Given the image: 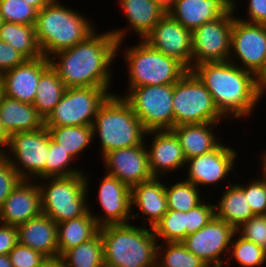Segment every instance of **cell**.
<instances>
[{"label":"cell","instance_id":"obj_9","mask_svg":"<svg viewBox=\"0 0 266 267\" xmlns=\"http://www.w3.org/2000/svg\"><path fill=\"white\" fill-rule=\"evenodd\" d=\"M113 89L66 88L61 100L44 119L45 127L92 125L101 105Z\"/></svg>","mask_w":266,"mask_h":267},{"label":"cell","instance_id":"obj_35","mask_svg":"<svg viewBox=\"0 0 266 267\" xmlns=\"http://www.w3.org/2000/svg\"><path fill=\"white\" fill-rule=\"evenodd\" d=\"M233 260H235L240 267H261L266 263V250L246 240L235 232L225 264L230 266V261Z\"/></svg>","mask_w":266,"mask_h":267},{"label":"cell","instance_id":"obj_49","mask_svg":"<svg viewBox=\"0 0 266 267\" xmlns=\"http://www.w3.org/2000/svg\"><path fill=\"white\" fill-rule=\"evenodd\" d=\"M39 267H65L61 257L47 258L46 261Z\"/></svg>","mask_w":266,"mask_h":267},{"label":"cell","instance_id":"obj_7","mask_svg":"<svg viewBox=\"0 0 266 267\" xmlns=\"http://www.w3.org/2000/svg\"><path fill=\"white\" fill-rule=\"evenodd\" d=\"M40 180L38 185L41 190L42 214L56 224L80 217L88 211V187L91 180H88L86 173Z\"/></svg>","mask_w":266,"mask_h":267},{"label":"cell","instance_id":"obj_12","mask_svg":"<svg viewBox=\"0 0 266 267\" xmlns=\"http://www.w3.org/2000/svg\"><path fill=\"white\" fill-rule=\"evenodd\" d=\"M237 1L232 0V9L227 14L204 23L192 32L191 69L205 62L229 60Z\"/></svg>","mask_w":266,"mask_h":267},{"label":"cell","instance_id":"obj_45","mask_svg":"<svg viewBox=\"0 0 266 267\" xmlns=\"http://www.w3.org/2000/svg\"><path fill=\"white\" fill-rule=\"evenodd\" d=\"M27 58L8 43L0 40V75L24 63Z\"/></svg>","mask_w":266,"mask_h":267},{"label":"cell","instance_id":"obj_51","mask_svg":"<svg viewBox=\"0 0 266 267\" xmlns=\"http://www.w3.org/2000/svg\"><path fill=\"white\" fill-rule=\"evenodd\" d=\"M262 152L260 153L261 158H259V160H260L259 162H261L260 164H262L260 167L261 174H262L261 179H263L266 182V150H264Z\"/></svg>","mask_w":266,"mask_h":267},{"label":"cell","instance_id":"obj_36","mask_svg":"<svg viewBox=\"0 0 266 267\" xmlns=\"http://www.w3.org/2000/svg\"><path fill=\"white\" fill-rule=\"evenodd\" d=\"M200 191L197 186L186 180L165 185L168 209L188 212L204 200Z\"/></svg>","mask_w":266,"mask_h":267},{"label":"cell","instance_id":"obj_4","mask_svg":"<svg viewBox=\"0 0 266 267\" xmlns=\"http://www.w3.org/2000/svg\"><path fill=\"white\" fill-rule=\"evenodd\" d=\"M82 13L53 0L38 11L35 33L43 56L72 48L85 40L97 27Z\"/></svg>","mask_w":266,"mask_h":267},{"label":"cell","instance_id":"obj_48","mask_svg":"<svg viewBox=\"0 0 266 267\" xmlns=\"http://www.w3.org/2000/svg\"><path fill=\"white\" fill-rule=\"evenodd\" d=\"M10 135L4 129L2 121L0 120V155H5L8 144H9Z\"/></svg>","mask_w":266,"mask_h":267},{"label":"cell","instance_id":"obj_44","mask_svg":"<svg viewBox=\"0 0 266 267\" xmlns=\"http://www.w3.org/2000/svg\"><path fill=\"white\" fill-rule=\"evenodd\" d=\"M21 180L10 161L4 155H0V208Z\"/></svg>","mask_w":266,"mask_h":267},{"label":"cell","instance_id":"obj_23","mask_svg":"<svg viewBox=\"0 0 266 267\" xmlns=\"http://www.w3.org/2000/svg\"><path fill=\"white\" fill-rule=\"evenodd\" d=\"M231 9L232 0H172L167 4V13L192 32Z\"/></svg>","mask_w":266,"mask_h":267},{"label":"cell","instance_id":"obj_47","mask_svg":"<svg viewBox=\"0 0 266 267\" xmlns=\"http://www.w3.org/2000/svg\"><path fill=\"white\" fill-rule=\"evenodd\" d=\"M17 243V227L0 223V255H8Z\"/></svg>","mask_w":266,"mask_h":267},{"label":"cell","instance_id":"obj_17","mask_svg":"<svg viewBox=\"0 0 266 267\" xmlns=\"http://www.w3.org/2000/svg\"><path fill=\"white\" fill-rule=\"evenodd\" d=\"M102 159L104 172L118 178L129 188L153 178L145 142L138 146L112 150Z\"/></svg>","mask_w":266,"mask_h":267},{"label":"cell","instance_id":"obj_6","mask_svg":"<svg viewBox=\"0 0 266 267\" xmlns=\"http://www.w3.org/2000/svg\"><path fill=\"white\" fill-rule=\"evenodd\" d=\"M122 51L129 75L127 92L143 85L175 84L188 71L177 59L159 52L144 40Z\"/></svg>","mask_w":266,"mask_h":267},{"label":"cell","instance_id":"obj_32","mask_svg":"<svg viewBox=\"0 0 266 267\" xmlns=\"http://www.w3.org/2000/svg\"><path fill=\"white\" fill-rule=\"evenodd\" d=\"M51 139L60 144V147L67 151L75 160L82 151L87 149L91 142H94L92 125L82 126H59L46 127ZM79 156V157H78Z\"/></svg>","mask_w":266,"mask_h":267},{"label":"cell","instance_id":"obj_20","mask_svg":"<svg viewBox=\"0 0 266 267\" xmlns=\"http://www.w3.org/2000/svg\"><path fill=\"white\" fill-rule=\"evenodd\" d=\"M50 66L49 58L27 59L0 75L1 93L21 102L33 104L40 75Z\"/></svg>","mask_w":266,"mask_h":267},{"label":"cell","instance_id":"obj_50","mask_svg":"<svg viewBox=\"0 0 266 267\" xmlns=\"http://www.w3.org/2000/svg\"><path fill=\"white\" fill-rule=\"evenodd\" d=\"M34 8H36L38 11H40L43 7L50 4L53 0H24Z\"/></svg>","mask_w":266,"mask_h":267},{"label":"cell","instance_id":"obj_28","mask_svg":"<svg viewBox=\"0 0 266 267\" xmlns=\"http://www.w3.org/2000/svg\"><path fill=\"white\" fill-rule=\"evenodd\" d=\"M220 201L214 203L215 217L237 229L242 223L255 216L246 199L245 192L234 182L221 193Z\"/></svg>","mask_w":266,"mask_h":267},{"label":"cell","instance_id":"obj_25","mask_svg":"<svg viewBox=\"0 0 266 267\" xmlns=\"http://www.w3.org/2000/svg\"><path fill=\"white\" fill-rule=\"evenodd\" d=\"M123 10L127 26L143 40L154 26L167 14V4L163 0H118Z\"/></svg>","mask_w":266,"mask_h":267},{"label":"cell","instance_id":"obj_42","mask_svg":"<svg viewBox=\"0 0 266 267\" xmlns=\"http://www.w3.org/2000/svg\"><path fill=\"white\" fill-rule=\"evenodd\" d=\"M8 256L13 267H39L47 259L45 255L20 243L15 245Z\"/></svg>","mask_w":266,"mask_h":267},{"label":"cell","instance_id":"obj_24","mask_svg":"<svg viewBox=\"0 0 266 267\" xmlns=\"http://www.w3.org/2000/svg\"><path fill=\"white\" fill-rule=\"evenodd\" d=\"M18 243L45 255L58 257L57 224L47 215L40 214L17 226Z\"/></svg>","mask_w":266,"mask_h":267},{"label":"cell","instance_id":"obj_15","mask_svg":"<svg viewBox=\"0 0 266 267\" xmlns=\"http://www.w3.org/2000/svg\"><path fill=\"white\" fill-rule=\"evenodd\" d=\"M221 143L216 149L191 159H187L185 169L187 175L184 180L193 183L199 189L201 186H214L227 180L226 186L230 185V172L234 171L237 151L233 147ZM227 177V178H226Z\"/></svg>","mask_w":266,"mask_h":267},{"label":"cell","instance_id":"obj_33","mask_svg":"<svg viewBox=\"0 0 266 267\" xmlns=\"http://www.w3.org/2000/svg\"><path fill=\"white\" fill-rule=\"evenodd\" d=\"M61 259L65 267H105L100 233L89 241L67 250Z\"/></svg>","mask_w":266,"mask_h":267},{"label":"cell","instance_id":"obj_2","mask_svg":"<svg viewBox=\"0 0 266 267\" xmlns=\"http://www.w3.org/2000/svg\"><path fill=\"white\" fill-rule=\"evenodd\" d=\"M191 70L203 82L224 119L251 116L265 96L259 79L229 60L197 64Z\"/></svg>","mask_w":266,"mask_h":267},{"label":"cell","instance_id":"obj_37","mask_svg":"<svg viewBox=\"0 0 266 267\" xmlns=\"http://www.w3.org/2000/svg\"><path fill=\"white\" fill-rule=\"evenodd\" d=\"M153 232L158 243L181 242L187 236V212L168 209Z\"/></svg>","mask_w":266,"mask_h":267},{"label":"cell","instance_id":"obj_11","mask_svg":"<svg viewBox=\"0 0 266 267\" xmlns=\"http://www.w3.org/2000/svg\"><path fill=\"white\" fill-rule=\"evenodd\" d=\"M122 97L146 131L171 130L174 127L173 84L135 87Z\"/></svg>","mask_w":266,"mask_h":267},{"label":"cell","instance_id":"obj_1","mask_svg":"<svg viewBox=\"0 0 266 267\" xmlns=\"http://www.w3.org/2000/svg\"><path fill=\"white\" fill-rule=\"evenodd\" d=\"M95 30L85 40L72 48L49 57L50 66L57 72L66 88L100 87L111 89L112 63H115L129 28L112 29L97 33Z\"/></svg>","mask_w":266,"mask_h":267},{"label":"cell","instance_id":"obj_8","mask_svg":"<svg viewBox=\"0 0 266 267\" xmlns=\"http://www.w3.org/2000/svg\"><path fill=\"white\" fill-rule=\"evenodd\" d=\"M172 104L174 126L225 121L216 109L211 94L192 70L173 84Z\"/></svg>","mask_w":266,"mask_h":267},{"label":"cell","instance_id":"obj_14","mask_svg":"<svg viewBox=\"0 0 266 267\" xmlns=\"http://www.w3.org/2000/svg\"><path fill=\"white\" fill-rule=\"evenodd\" d=\"M235 232L236 229L232 225L214 216L207 225L188 234L181 243L208 267L225 266L223 264L227 261ZM223 258L226 261H223Z\"/></svg>","mask_w":266,"mask_h":267},{"label":"cell","instance_id":"obj_10","mask_svg":"<svg viewBox=\"0 0 266 267\" xmlns=\"http://www.w3.org/2000/svg\"><path fill=\"white\" fill-rule=\"evenodd\" d=\"M50 134L44 126L37 130L10 134L5 157L22 180L45 178Z\"/></svg>","mask_w":266,"mask_h":267},{"label":"cell","instance_id":"obj_26","mask_svg":"<svg viewBox=\"0 0 266 267\" xmlns=\"http://www.w3.org/2000/svg\"><path fill=\"white\" fill-rule=\"evenodd\" d=\"M220 123L184 124L171 129L179 140L186 160L208 153L222 143L223 138H218L214 129Z\"/></svg>","mask_w":266,"mask_h":267},{"label":"cell","instance_id":"obj_22","mask_svg":"<svg viewBox=\"0 0 266 267\" xmlns=\"http://www.w3.org/2000/svg\"><path fill=\"white\" fill-rule=\"evenodd\" d=\"M135 206L138 208L139 213L131 211V219L144 218L143 226H150L153 229L168 211L163 178L161 180V178L153 177L150 180L133 186L131 188V210ZM140 213L141 215H139Z\"/></svg>","mask_w":266,"mask_h":267},{"label":"cell","instance_id":"obj_55","mask_svg":"<svg viewBox=\"0 0 266 267\" xmlns=\"http://www.w3.org/2000/svg\"><path fill=\"white\" fill-rule=\"evenodd\" d=\"M166 4H168L169 2H171L172 0H163Z\"/></svg>","mask_w":266,"mask_h":267},{"label":"cell","instance_id":"obj_18","mask_svg":"<svg viewBox=\"0 0 266 267\" xmlns=\"http://www.w3.org/2000/svg\"><path fill=\"white\" fill-rule=\"evenodd\" d=\"M99 183L97 202L101 213L91 215L99 227L129 223L131 219V188L118 178L105 173Z\"/></svg>","mask_w":266,"mask_h":267},{"label":"cell","instance_id":"obj_30","mask_svg":"<svg viewBox=\"0 0 266 267\" xmlns=\"http://www.w3.org/2000/svg\"><path fill=\"white\" fill-rule=\"evenodd\" d=\"M65 90L66 86L64 82L51 66L40 75L36 96L32 105L37 109V112L43 119L59 103Z\"/></svg>","mask_w":266,"mask_h":267},{"label":"cell","instance_id":"obj_31","mask_svg":"<svg viewBox=\"0 0 266 267\" xmlns=\"http://www.w3.org/2000/svg\"><path fill=\"white\" fill-rule=\"evenodd\" d=\"M0 40L8 43L27 59L43 56L37 42L35 26L4 22L0 29Z\"/></svg>","mask_w":266,"mask_h":267},{"label":"cell","instance_id":"obj_21","mask_svg":"<svg viewBox=\"0 0 266 267\" xmlns=\"http://www.w3.org/2000/svg\"><path fill=\"white\" fill-rule=\"evenodd\" d=\"M21 180L0 208V223L19 226L42 213L38 180Z\"/></svg>","mask_w":266,"mask_h":267},{"label":"cell","instance_id":"obj_19","mask_svg":"<svg viewBox=\"0 0 266 267\" xmlns=\"http://www.w3.org/2000/svg\"><path fill=\"white\" fill-rule=\"evenodd\" d=\"M151 136L150 146L146 145L149 168L153 177L166 178L164 174L185 167L186 157L176 134L172 130L147 131L145 137Z\"/></svg>","mask_w":266,"mask_h":267},{"label":"cell","instance_id":"obj_54","mask_svg":"<svg viewBox=\"0 0 266 267\" xmlns=\"http://www.w3.org/2000/svg\"><path fill=\"white\" fill-rule=\"evenodd\" d=\"M3 23H4V20H3V17L1 16V14H0V29L3 26Z\"/></svg>","mask_w":266,"mask_h":267},{"label":"cell","instance_id":"obj_34","mask_svg":"<svg viewBox=\"0 0 266 267\" xmlns=\"http://www.w3.org/2000/svg\"><path fill=\"white\" fill-rule=\"evenodd\" d=\"M156 267H208L198 256L188 251L181 242L157 245Z\"/></svg>","mask_w":266,"mask_h":267},{"label":"cell","instance_id":"obj_13","mask_svg":"<svg viewBox=\"0 0 266 267\" xmlns=\"http://www.w3.org/2000/svg\"><path fill=\"white\" fill-rule=\"evenodd\" d=\"M229 61L259 79L266 70V25L248 23L236 16L233 20Z\"/></svg>","mask_w":266,"mask_h":267},{"label":"cell","instance_id":"obj_46","mask_svg":"<svg viewBox=\"0 0 266 267\" xmlns=\"http://www.w3.org/2000/svg\"><path fill=\"white\" fill-rule=\"evenodd\" d=\"M247 19H238L254 24L266 25V0H247Z\"/></svg>","mask_w":266,"mask_h":267},{"label":"cell","instance_id":"obj_40","mask_svg":"<svg viewBox=\"0 0 266 267\" xmlns=\"http://www.w3.org/2000/svg\"><path fill=\"white\" fill-rule=\"evenodd\" d=\"M250 178L251 181L237 185L245 192L246 199L254 215H266V182Z\"/></svg>","mask_w":266,"mask_h":267},{"label":"cell","instance_id":"obj_27","mask_svg":"<svg viewBox=\"0 0 266 267\" xmlns=\"http://www.w3.org/2000/svg\"><path fill=\"white\" fill-rule=\"evenodd\" d=\"M0 120L8 134L33 131L44 127V119L37 109L28 103L1 93Z\"/></svg>","mask_w":266,"mask_h":267},{"label":"cell","instance_id":"obj_5","mask_svg":"<svg viewBox=\"0 0 266 267\" xmlns=\"http://www.w3.org/2000/svg\"><path fill=\"white\" fill-rule=\"evenodd\" d=\"M93 137L99 138L101 158L115 149L142 145L146 130L122 95L111 94L92 123ZM96 134V135H95Z\"/></svg>","mask_w":266,"mask_h":267},{"label":"cell","instance_id":"obj_38","mask_svg":"<svg viewBox=\"0 0 266 267\" xmlns=\"http://www.w3.org/2000/svg\"><path fill=\"white\" fill-rule=\"evenodd\" d=\"M75 161L67 151L60 147V144L55 143L50 137L49 151L45 163V178L85 173L84 170L71 166L73 162L76 163Z\"/></svg>","mask_w":266,"mask_h":267},{"label":"cell","instance_id":"obj_39","mask_svg":"<svg viewBox=\"0 0 266 267\" xmlns=\"http://www.w3.org/2000/svg\"><path fill=\"white\" fill-rule=\"evenodd\" d=\"M4 22L35 26L38 10L24 0H0Z\"/></svg>","mask_w":266,"mask_h":267},{"label":"cell","instance_id":"obj_52","mask_svg":"<svg viewBox=\"0 0 266 267\" xmlns=\"http://www.w3.org/2000/svg\"><path fill=\"white\" fill-rule=\"evenodd\" d=\"M0 267H13L8 255H0Z\"/></svg>","mask_w":266,"mask_h":267},{"label":"cell","instance_id":"obj_53","mask_svg":"<svg viewBox=\"0 0 266 267\" xmlns=\"http://www.w3.org/2000/svg\"><path fill=\"white\" fill-rule=\"evenodd\" d=\"M259 84H260V87L262 89V92L266 93V70L264 72V74L259 78Z\"/></svg>","mask_w":266,"mask_h":267},{"label":"cell","instance_id":"obj_3","mask_svg":"<svg viewBox=\"0 0 266 267\" xmlns=\"http://www.w3.org/2000/svg\"><path fill=\"white\" fill-rule=\"evenodd\" d=\"M137 225L99 227L105 267H156L158 241L153 229Z\"/></svg>","mask_w":266,"mask_h":267},{"label":"cell","instance_id":"obj_41","mask_svg":"<svg viewBox=\"0 0 266 267\" xmlns=\"http://www.w3.org/2000/svg\"><path fill=\"white\" fill-rule=\"evenodd\" d=\"M236 232L266 250V215H255L242 223Z\"/></svg>","mask_w":266,"mask_h":267},{"label":"cell","instance_id":"obj_16","mask_svg":"<svg viewBox=\"0 0 266 267\" xmlns=\"http://www.w3.org/2000/svg\"><path fill=\"white\" fill-rule=\"evenodd\" d=\"M166 56L173 57L191 70L192 31L185 28L168 13L143 39Z\"/></svg>","mask_w":266,"mask_h":267},{"label":"cell","instance_id":"obj_29","mask_svg":"<svg viewBox=\"0 0 266 267\" xmlns=\"http://www.w3.org/2000/svg\"><path fill=\"white\" fill-rule=\"evenodd\" d=\"M88 206V211L77 218L57 224L58 257L67 250L89 241L99 231L95 218L91 215L93 211Z\"/></svg>","mask_w":266,"mask_h":267},{"label":"cell","instance_id":"obj_43","mask_svg":"<svg viewBox=\"0 0 266 267\" xmlns=\"http://www.w3.org/2000/svg\"><path fill=\"white\" fill-rule=\"evenodd\" d=\"M206 200L187 212V235L197 232L214 218V204Z\"/></svg>","mask_w":266,"mask_h":267}]
</instances>
